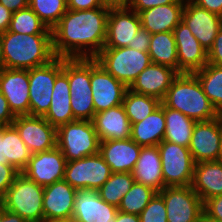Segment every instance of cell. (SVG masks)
I'll return each instance as SVG.
<instances>
[{
  "mask_svg": "<svg viewBox=\"0 0 222 222\" xmlns=\"http://www.w3.org/2000/svg\"><path fill=\"white\" fill-rule=\"evenodd\" d=\"M62 71L68 76L71 96L92 95L91 59L62 58Z\"/></svg>",
  "mask_w": 222,
  "mask_h": 222,
  "instance_id": "f546056e",
  "label": "cell"
},
{
  "mask_svg": "<svg viewBox=\"0 0 222 222\" xmlns=\"http://www.w3.org/2000/svg\"><path fill=\"white\" fill-rule=\"evenodd\" d=\"M0 222H28L18 214L6 210L0 205Z\"/></svg>",
  "mask_w": 222,
  "mask_h": 222,
  "instance_id": "816d5d0a",
  "label": "cell"
},
{
  "mask_svg": "<svg viewBox=\"0 0 222 222\" xmlns=\"http://www.w3.org/2000/svg\"><path fill=\"white\" fill-rule=\"evenodd\" d=\"M66 164L67 160L56 146L47 151L34 153L21 173L44 187L64 179Z\"/></svg>",
  "mask_w": 222,
  "mask_h": 222,
  "instance_id": "4fadbf2b",
  "label": "cell"
},
{
  "mask_svg": "<svg viewBox=\"0 0 222 222\" xmlns=\"http://www.w3.org/2000/svg\"><path fill=\"white\" fill-rule=\"evenodd\" d=\"M221 144V115L210 121L196 122L190 145L194 163L217 161Z\"/></svg>",
  "mask_w": 222,
  "mask_h": 222,
  "instance_id": "5bb4252c",
  "label": "cell"
},
{
  "mask_svg": "<svg viewBox=\"0 0 222 222\" xmlns=\"http://www.w3.org/2000/svg\"><path fill=\"white\" fill-rule=\"evenodd\" d=\"M118 207L105 202L98 190H77L73 217L77 222H115Z\"/></svg>",
  "mask_w": 222,
  "mask_h": 222,
  "instance_id": "ffe728a7",
  "label": "cell"
},
{
  "mask_svg": "<svg viewBox=\"0 0 222 222\" xmlns=\"http://www.w3.org/2000/svg\"><path fill=\"white\" fill-rule=\"evenodd\" d=\"M157 146L161 158L164 188L191 185L195 163L188 147L164 140Z\"/></svg>",
  "mask_w": 222,
  "mask_h": 222,
  "instance_id": "52a82bcc",
  "label": "cell"
},
{
  "mask_svg": "<svg viewBox=\"0 0 222 222\" xmlns=\"http://www.w3.org/2000/svg\"><path fill=\"white\" fill-rule=\"evenodd\" d=\"M148 54L152 63L166 65L178 71L177 47L173 32L152 34Z\"/></svg>",
  "mask_w": 222,
  "mask_h": 222,
  "instance_id": "1f68e13d",
  "label": "cell"
},
{
  "mask_svg": "<svg viewBox=\"0 0 222 222\" xmlns=\"http://www.w3.org/2000/svg\"><path fill=\"white\" fill-rule=\"evenodd\" d=\"M132 174L135 182L150 186L157 192L164 188L158 146L141 147L139 158Z\"/></svg>",
  "mask_w": 222,
  "mask_h": 222,
  "instance_id": "d4e9b609",
  "label": "cell"
},
{
  "mask_svg": "<svg viewBox=\"0 0 222 222\" xmlns=\"http://www.w3.org/2000/svg\"><path fill=\"white\" fill-rule=\"evenodd\" d=\"M217 161L222 162V115H221V144H220V150L217 157Z\"/></svg>",
  "mask_w": 222,
  "mask_h": 222,
  "instance_id": "6f0895ef",
  "label": "cell"
},
{
  "mask_svg": "<svg viewBox=\"0 0 222 222\" xmlns=\"http://www.w3.org/2000/svg\"><path fill=\"white\" fill-rule=\"evenodd\" d=\"M77 190L64 179L44 186V222L53 219L73 217Z\"/></svg>",
  "mask_w": 222,
  "mask_h": 222,
  "instance_id": "44dd1931",
  "label": "cell"
},
{
  "mask_svg": "<svg viewBox=\"0 0 222 222\" xmlns=\"http://www.w3.org/2000/svg\"><path fill=\"white\" fill-rule=\"evenodd\" d=\"M201 222H215V221H212V220L206 218V217L203 215V217H202V219H201Z\"/></svg>",
  "mask_w": 222,
  "mask_h": 222,
  "instance_id": "680465c9",
  "label": "cell"
},
{
  "mask_svg": "<svg viewBox=\"0 0 222 222\" xmlns=\"http://www.w3.org/2000/svg\"><path fill=\"white\" fill-rule=\"evenodd\" d=\"M70 99L68 76L62 71L56 77L50 107L43 116L56 129L61 125L74 121Z\"/></svg>",
  "mask_w": 222,
  "mask_h": 222,
  "instance_id": "83f0119b",
  "label": "cell"
},
{
  "mask_svg": "<svg viewBox=\"0 0 222 222\" xmlns=\"http://www.w3.org/2000/svg\"><path fill=\"white\" fill-rule=\"evenodd\" d=\"M139 218L140 222H167L166 206L158 192L139 214Z\"/></svg>",
  "mask_w": 222,
  "mask_h": 222,
  "instance_id": "ab89813d",
  "label": "cell"
},
{
  "mask_svg": "<svg viewBox=\"0 0 222 222\" xmlns=\"http://www.w3.org/2000/svg\"><path fill=\"white\" fill-rule=\"evenodd\" d=\"M62 72V58L29 70V115L44 116L51 103L56 77Z\"/></svg>",
  "mask_w": 222,
  "mask_h": 222,
  "instance_id": "ba28073f",
  "label": "cell"
},
{
  "mask_svg": "<svg viewBox=\"0 0 222 222\" xmlns=\"http://www.w3.org/2000/svg\"><path fill=\"white\" fill-rule=\"evenodd\" d=\"M194 4L207 11L222 16V0H191Z\"/></svg>",
  "mask_w": 222,
  "mask_h": 222,
  "instance_id": "c3c4849f",
  "label": "cell"
},
{
  "mask_svg": "<svg viewBox=\"0 0 222 222\" xmlns=\"http://www.w3.org/2000/svg\"><path fill=\"white\" fill-rule=\"evenodd\" d=\"M4 68L30 70L56 58L52 34L2 33Z\"/></svg>",
  "mask_w": 222,
  "mask_h": 222,
  "instance_id": "7a4b0ae2",
  "label": "cell"
},
{
  "mask_svg": "<svg viewBox=\"0 0 222 222\" xmlns=\"http://www.w3.org/2000/svg\"><path fill=\"white\" fill-rule=\"evenodd\" d=\"M12 125L33 154L56 147V128L44 117L19 115L16 116Z\"/></svg>",
  "mask_w": 222,
  "mask_h": 222,
  "instance_id": "7c38bea8",
  "label": "cell"
},
{
  "mask_svg": "<svg viewBox=\"0 0 222 222\" xmlns=\"http://www.w3.org/2000/svg\"><path fill=\"white\" fill-rule=\"evenodd\" d=\"M155 97L147 96L144 94L135 93L127 89L123 99V106L130 123H137L152 114L160 105Z\"/></svg>",
  "mask_w": 222,
  "mask_h": 222,
  "instance_id": "836d02e7",
  "label": "cell"
},
{
  "mask_svg": "<svg viewBox=\"0 0 222 222\" xmlns=\"http://www.w3.org/2000/svg\"><path fill=\"white\" fill-rule=\"evenodd\" d=\"M204 216L215 222H222V195L214 196L203 203Z\"/></svg>",
  "mask_w": 222,
  "mask_h": 222,
  "instance_id": "b9f144b4",
  "label": "cell"
},
{
  "mask_svg": "<svg viewBox=\"0 0 222 222\" xmlns=\"http://www.w3.org/2000/svg\"><path fill=\"white\" fill-rule=\"evenodd\" d=\"M100 141L127 139L131 123L123 104L96 113L92 120Z\"/></svg>",
  "mask_w": 222,
  "mask_h": 222,
  "instance_id": "cb8c5ba5",
  "label": "cell"
},
{
  "mask_svg": "<svg viewBox=\"0 0 222 222\" xmlns=\"http://www.w3.org/2000/svg\"><path fill=\"white\" fill-rule=\"evenodd\" d=\"M177 47L178 72L195 73L208 63V52L181 21L173 30Z\"/></svg>",
  "mask_w": 222,
  "mask_h": 222,
  "instance_id": "9a60e30c",
  "label": "cell"
},
{
  "mask_svg": "<svg viewBox=\"0 0 222 222\" xmlns=\"http://www.w3.org/2000/svg\"><path fill=\"white\" fill-rule=\"evenodd\" d=\"M43 194V186L20 173L0 199V205L28 222H44Z\"/></svg>",
  "mask_w": 222,
  "mask_h": 222,
  "instance_id": "277c9868",
  "label": "cell"
},
{
  "mask_svg": "<svg viewBox=\"0 0 222 222\" xmlns=\"http://www.w3.org/2000/svg\"><path fill=\"white\" fill-rule=\"evenodd\" d=\"M0 91L15 116L29 115V70H0Z\"/></svg>",
  "mask_w": 222,
  "mask_h": 222,
  "instance_id": "e0dca14e",
  "label": "cell"
},
{
  "mask_svg": "<svg viewBox=\"0 0 222 222\" xmlns=\"http://www.w3.org/2000/svg\"><path fill=\"white\" fill-rule=\"evenodd\" d=\"M103 7L102 0H67L68 10H91Z\"/></svg>",
  "mask_w": 222,
  "mask_h": 222,
  "instance_id": "bcb514c9",
  "label": "cell"
},
{
  "mask_svg": "<svg viewBox=\"0 0 222 222\" xmlns=\"http://www.w3.org/2000/svg\"><path fill=\"white\" fill-rule=\"evenodd\" d=\"M193 74L198 78L203 92L214 108L222 115V67L207 63Z\"/></svg>",
  "mask_w": 222,
  "mask_h": 222,
  "instance_id": "d6a6232c",
  "label": "cell"
},
{
  "mask_svg": "<svg viewBox=\"0 0 222 222\" xmlns=\"http://www.w3.org/2000/svg\"><path fill=\"white\" fill-rule=\"evenodd\" d=\"M178 0H131L129 8L137 13L151 9L152 7L174 4Z\"/></svg>",
  "mask_w": 222,
  "mask_h": 222,
  "instance_id": "f6af8a7d",
  "label": "cell"
},
{
  "mask_svg": "<svg viewBox=\"0 0 222 222\" xmlns=\"http://www.w3.org/2000/svg\"><path fill=\"white\" fill-rule=\"evenodd\" d=\"M12 13L0 3V32H6L9 29Z\"/></svg>",
  "mask_w": 222,
  "mask_h": 222,
  "instance_id": "681fc988",
  "label": "cell"
},
{
  "mask_svg": "<svg viewBox=\"0 0 222 222\" xmlns=\"http://www.w3.org/2000/svg\"><path fill=\"white\" fill-rule=\"evenodd\" d=\"M208 63L222 67V28L218 31L212 47L208 50Z\"/></svg>",
  "mask_w": 222,
  "mask_h": 222,
  "instance_id": "7bdbcfd3",
  "label": "cell"
},
{
  "mask_svg": "<svg viewBox=\"0 0 222 222\" xmlns=\"http://www.w3.org/2000/svg\"><path fill=\"white\" fill-rule=\"evenodd\" d=\"M179 72L172 67L150 63L128 87L135 93L155 97L163 101Z\"/></svg>",
  "mask_w": 222,
  "mask_h": 222,
  "instance_id": "d6986e66",
  "label": "cell"
},
{
  "mask_svg": "<svg viewBox=\"0 0 222 222\" xmlns=\"http://www.w3.org/2000/svg\"><path fill=\"white\" fill-rule=\"evenodd\" d=\"M74 120L92 121L95 109L92 95H73L70 99Z\"/></svg>",
  "mask_w": 222,
  "mask_h": 222,
  "instance_id": "f35d334b",
  "label": "cell"
},
{
  "mask_svg": "<svg viewBox=\"0 0 222 222\" xmlns=\"http://www.w3.org/2000/svg\"><path fill=\"white\" fill-rule=\"evenodd\" d=\"M158 193L166 206L167 222H201L203 201L191 185L165 187Z\"/></svg>",
  "mask_w": 222,
  "mask_h": 222,
  "instance_id": "30bf717a",
  "label": "cell"
},
{
  "mask_svg": "<svg viewBox=\"0 0 222 222\" xmlns=\"http://www.w3.org/2000/svg\"><path fill=\"white\" fill-rule=\"evenodd\" d=\"M100 142L92 121L74 120L56 129V146L67 161L98 153Z\"/></svg>",
  "mask_w": 222,
  "mask_h": 222,
  "instance_id": "5b68a950",
  "label": "cell"
},
{
  "mask_svg": "<svg viewBox=\"0 0 222 222\" xmlns=\"http://www.w3.org/2000/svg\"><path fill=\"white\" fill-rule=\"evenodd\" d=\"M91 89L95 114L121 105L128 87L91 59Z\"/></svg>",
  "mask_w": 222,
  "mask_h": 222,
  "instance_id": "8fae6325",
  "label": "cell"
},
{
  "mask_svg": "<svg viewBox=\"0 0 222 222\" xmlns=\"http://www.w3.org/2000/svg\"><path fill=\"white\" fill-rule=\"evenodd\" d=\"M110 166L100 153L67 161L64 180L76 190H98L111 176Z\"/></svg>",
  "mask_w": 222,
  "mask_h": 222,
  "instance_id": "9c48e42d",
  "label": "cell"
},
{
  "mask_svg": "<svg viewBox=\"0 0 222 222\" xmlns=\"http://www.w3.org/2000/svg\"><path fill=\"white\" fill-rule=\"evenodd\" d=\"M150 40L151 34L141 26L135 34L132 43H129L128 47L141 52H148Z\"/></svg>",
  "mask_w": 222,
  "mask_h": 222,
  "instance_id": "ee69618b",
  "label": "cell"
},
{
  "mask_svg": "<svg viewBox=\"0 0 222 222\" xmlns=\"http://www.w3.org/2000/svg\"><path fill=\"white\" fill-rule=\"evenodd\" d=\"M166 130L164 104L140 122L131 124L130 138L142 147L157 146Z\"/></svg>",
  "mask_w": 222,
  "mask_h": 222,
  "instance_id": "f1b7e54d",
  "label": "cell"
},
{
  "mask_svg": "<svg viewBox=\"0 0 222 222\" xmlns=\"http://www.w3.org/2000/svg\"><path fill=\"white\" fill-rule=\"evenodd\" d=\"M182 21L186 23L207 52L212 47L218 31L222 28V16L207 11L191 0L185 1Z\"/></svg>",
  "mask_w": 222,
  "mask_h": 222,
  "instance_id": "2e32d148",
  "label": "cell"
},
{
  "mask_svg": "<svg viewBox=\"0 0 222 222\" xmlns=\"http://www.w3.org/2000/svg\"><path fill=\"white\" fill-rule=\"evenodd\" d=\"M141 28L140 17L130 8L110 9L103 48L127 47Z\"/></svg>",
  "mask_w": 222,
  "mask_h": 222,
  "instance_id": "ac0fdd59",
  "label": "cell"
},
{
  "mask_svg": "<svg viewBox=\"0 0 222 222\" xmlns=\"http://www.w3.org/2000/svg\"><path fill=\"white\" fill-rule=\"evenodd\" d=\"M131 138L100 142L99 153L112 173L133 172L141 150Z\"/></svg>",
  "mask_w": 222,
  "mask_h": 222,
  "instance_id": "7402d4cb",
  "label": "cell"
},
{
  "mask_svg": "<svg viewBox=\"0 0 222 222\" xmlns=\"http://www.w3.org/2000/svg\"><path fill=\"white\" fill-rule=\"evenodd\" d=\"M29 7L50 30L68 10L67 0H29Z\"/></svg>",
  "mask_w": 222,
  "mask_h": 222,
  "instance_id": "74e56055",
  "label": "cell"
},
{
  "mask_svg": "<svg viewBox=\"0 0 222 222\" xmlns=\"http://www.w3.org/2000/svg\"><path fill=\"white\" fill-rule=\"evenodd\" d=\"M45 222H77L74 217H69V218H60V219H53V220H48Z\"/></svg>",
  "mask_w": 222,
  "mask_h": 222,
  "instance_id": "9f6ffc18",
  "label": "cell"
},
{
  "mask_svg": "<svg viewBox=\"0 0 222 222\" xmlns=\"http://www.w3.org/2000/svg\"><path fill=\"white\" fill-rule=\"evenodd\" d=\"M134 182L131 172L112 173L110 178L98 189L99 195L105 202L118 207Z\"/></svg>",
  "mask_w": 222,
  "mask_h": 222,
  "instance_id": "e575fe53",
  "label": "cell"
},
{
  "mask_svg": "<svg viewBox=\"0 0 222 222\" xmlns=\"http://www.w3.org/2000/svg\"><path fill=\"white\" fill-rule=\"evenodd\" d=\"M186 0H178L174 4L152 7L138 13L141 26L151 35L160 32H173L182 21Z\"/></svg>",
  "mask_w": 222,
  "mask_h": 222,
  "instance_id": "603a6c76",
  "label": "cell"
},
{
  "mask_svg": "<svg viewBox=\"0 0 222 222\" xmlns=\"http://www.w3.org/2000/svg\"><path fill=\"white\" fill-rule=\"evenodd\" d=\"M0 3L9 9L11 13L29 7V0H0Z\"/></svg>",
  "mask_w": 222,
  "mask_h": 222,
  "instance_id": "f907efd6",
  "label": "cell"
},
{
  "mask_svg": "<svg viewBox=\"0 0 222 222\" xmlns=\"http://www.w3.org/2000/svg\"><path fill=\"white\" fill-rule=\"evenodd\" d=\"M191 187L203 203L209 198L222 195V162L196 163Z\"/></svg>",
  "mask_w": 222,
  "mask_h": 222,
  "instance_id": "4316f807",
  "label": "cell"
},
{
  "mask_svg": "<svg viewBox=\"0 0 222 222\" xmlns=\"http://www.w3.org/2000/svg\"><path fill=\"white\" fill-rule=\"evenodd\" d=\"M131 0H102L103 7L108 9L129 8Z\"/></svg>",
  "mask_w": 222,
  "mask_h": 222,
  "instance_id": "f5cc1de1",
  "label": "cell"
},
{
  "mask_svg": "<svg viewBox=\"0 0 222 222\" xmlns=\"http://www.w3.org/2000/svg\"><path fill=\"white\" fill-rule=\"evenodd\" d=\"M20 173L14 166L2 164L0 161V199L6 194L7 189Z\"/></svg>",
  "mask_w": 222,
  "mask_h": 222,
  "instance_id": "60d3db41",
  "label": "cell"
},
{
  "mask_svg": "<svg viewBox=\"0 0 222 222\" xmlns=\"http://www.w3.org/2000/svg\"><path fill=\"white\" fill-rule=\"evenodd\" d=\"M2 68H4V55H3L2 33L0 32V70Z\"/></svg>",
  "mask_w": 222,
  "mask_h": 222,
  "instance_id": "11a10c76",
  "label": "cell"
},
{
  "mask_svg": "<svg viewBox=\"0 0 222 222\" xmlns=\"http://www.w3.org/2000/svg\"><path fill=\"white\" fill-rule=\"evenodd\" d=\"M94 59L127 87L151 63L148 52H141L128 46L103 48Z\"/></svg>",
  "mask_w": 222,
  "mask_h": 222,
  "instance_id": "8992f818",
  "label": "cell"
},
{
  "mask_svg": "<svg viewBox=\"0 0 222 222\" xmlns=\"http://www.w3.org/2000/svg\"><path fill=\"white\" fill-rule=\"evenodd\" d=\"M162 103L197 122L210 121L220 116L193 73H179Z\"/></svg>",
  "mask_w": 222,
  "mask_h": 222,
  "instance_id": "3957f363",
  "label": "cell"
},
{
  "mask_svg": "<svg viewBox=\"0 0 222 222\" xmlns=\"http://www.w3.org/2000/svg\"><path fill=\"white\" fill-rule=\"evenodd\" d=\"M165 125L164 141L189 147L194 126L197 121L187 117L178 110L164 105Z\"/></svg>",
  "mask_w": 222,
  "mask_h": 222,
  "instance_id": "4dcf8cb0",
  "label": "cell"
},
{
  "mask_svg": "<svg viewBox=\"0 0 222 222\" xmlns=\"http://www.w3.org/2000/svg\"><path fill=\"white\" fill-rule=\"evenodd\" d=\"M10 32L19 34H52L41 19L30 8H24L12 13Z\"/></svg>",
  "mask_w": 222,
  "mask_h": 222,
  "instance_id": "d590c367",
  "label": "cell"
},
{
  "mask_svg": "<svg viewBox=\"0 0 222 222\" xmlns=\"http://www.w3.org/2000/svg\"><path fill=\"white\" fill-rule=\"evenodd\" d=\"M157 193L152 187L134 182L123 196L118 210L124 213L139 215Z\"/></svg>",
  "mask_w": 222,
  "mask_h": 222,
  "instance_id": "8d00e7d4",
  "label": "cell"
},
{
  "mask_svg": "<svg viewBox=\"0 0 222 222\" xmlns=\"http://www.w3.org/2000/svg\"><path fill=\"white\" fill-rule=\"evenodd\" d=\"M115 222H140L139 215L124 213L118 210L115 216Z\"/></svg>",
  "mask_w": 222,
  "mask_h": 222,
  "instance_id": "db71d44e",
  "label": "cell"
},
{
  "mask_svg": "<svg viewBox=\"0 0 222 222\" xmlns=\"http://www.w3.org/2000/svg\"><path fill=\"white\" fill-rule=\"evenodd\" d=\"M32 155L33 153L24 144L13 125L0 126V161L2 164H10L22 172Z\"/></svg>",
  "mask_w": 222,
  "mask_h": 222,
  "instance_id": "484cf974",
  "label": "cell"
},
{
  "mask_svg": "<svg viewBox=\"0 0 222 222\" xmlns=\"http://www.w3.org/2000/svg\"><path fill=\"white\" fill-rule=\"evenodd\" d=\"M16 116L9 108L8 101L0 91V126L12 125Z\"/></svg>",
  "mask_w": 222,
  "mask_h": 222,
  "instance_id": "7dc6e473",
  "label": "cell"
},
{
  "mask_svg": "<svg viewBox=\"0 0 222 222\" xmlns=\"http://www.w3.org/2000/svg\"><path fill=\"white\" fill-rule=\"evenodd\" d=\"M109 10H67L52 29L55 56L94 59L105 44Z\"/></svg>",
  "mask_w": 222,
  "mask_h": 222,
  "instance_id": "6da1fadb",
  "label": "cell"
}]
</instances>
